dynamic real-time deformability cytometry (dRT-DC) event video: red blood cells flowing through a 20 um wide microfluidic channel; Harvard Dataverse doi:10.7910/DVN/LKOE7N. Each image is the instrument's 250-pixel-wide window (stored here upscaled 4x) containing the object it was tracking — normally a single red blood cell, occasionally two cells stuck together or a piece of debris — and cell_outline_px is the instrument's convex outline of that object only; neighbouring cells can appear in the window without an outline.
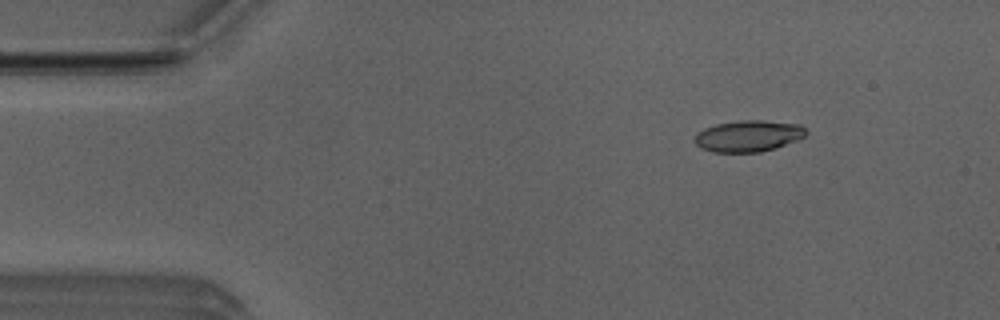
{"species": "Egyptian fruit bat (a non-hibernating species)", "species_latin": "Rousettus aegyptiacus", "temperature_condition": "room temperature", "stored_images_in_passage": 3, "camera_frame_rate_fps": 3000, "um_per_image_px": 0.085, "animal": {"sex": "male"}, "frame": {"image": 1, "passage_image": 1, "time_ms": 0.0, "image_size_px": [1000, 320], "cell_outline_px": [[808, 132], [804, 136], [796, 140], [776, 148], [760, 152], [712, 152], [700, 148], [696, 144], [696, 132], [704, 128], [716, 124], [740, 120], [760, 120], [800, 124]], "centroid_in_image_um": [63.6, 11.56], "position_along_channel_um": 21.4, "area_um2": 20.35}}
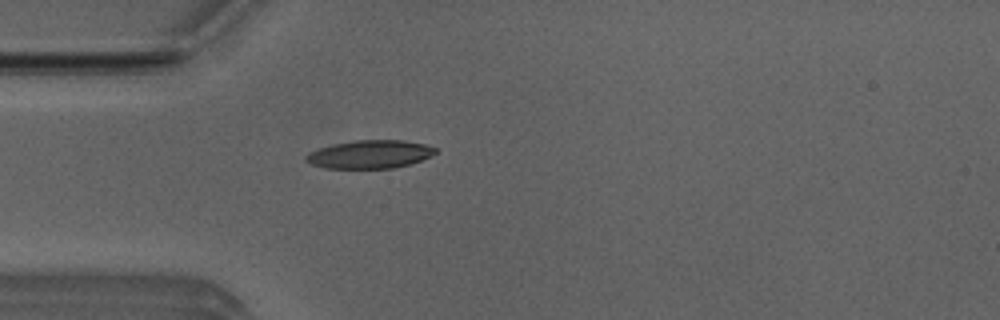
{"frame": {"image": 2, "passage_image": 3, "time_ms": 0.667, "image_size_px": [1000, 320], "cell_outline_px": [[436, 152], [432, 156], [408, 164], [392, 168], [328, 168], [312, 164], [304, 160], [304, 156], [308, 152], [332, 144], [356, 140], [400, 140], [424, 144], [436, 148]], "centroid_in_image_um": [31.41, 13.11], "position_along_channel_um": 53.6, "area_um2": 21.1}}